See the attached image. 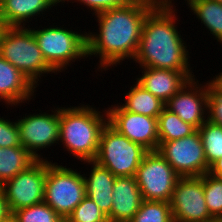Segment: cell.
Returning a JSON list of instances; mask_svg holds the SVG:
<instances>
[{
    "instance_id": "1",
    "label": "cell",
    "mask_w": 222,
    "mask_h": 222,
    "mask_svg": "<svg viewBox=\"0 0 222 222\" xmlns=\"http://www.w3.org/2000/svg\"><path fill=\"white\" fill-rule=\"evenodd\" d=\"M149 12L140 6L126 5L94 15L98 29L87 32V57L99 58L95 72H107L125 60L133 62Z\"/></svg>"
},
{
    "instance_id": "2",
    "label": "cell",
    "mask_w": 222,
    "mask_h": 222,
    "mask_svg": "<svg viewBox=\"0 0 222 222\" xmlns=\"http://www.w3.org/2000/svg\"><path fill=\"white\" fill-rule=\"evenodd\" d=\"M176 7L163 5L147 14L133 60L135 67L138 64L148 68L196 71L190 66V45L186 44L184 34L181 35L178 29Z\"/></svg>"
},
{
    "instance_id": "3",
    "label": "cell",
    "mask_w": 222,
    "mask_h": 222,
    "mask_svg": "<svg viewBox=\"0 0 222 222\" xmlns=\"http://www.w3.org/2000/svg\"><path fill=\"white\" fill-rule=\"evenodd\" d=\"M59 107V142L77 160H95L102 129L108 123L106 108L99 111L88 103ZM97 108V109H96Z\"/></svg>"
},
{
    "instance_id": "4",
    "label": "cell",
    "mask_w": 222,
    "mask_h": 222,
    "mask_svg": "<svg viewBox=\"0 0 222 222\" xmlns=\"http://www.w3.org/2000/svg\"><path fill=\"white\" fill-rule=\"evenodd\" d=\"M0 56L27 76L37 88L48 74H58L46 62L30 26L4 27L0 34Z\"/></svg>"
},
{
    "instance_id": "5",
    "label": "cell",
    "mask_w": 222,
    "mask_h": 222,
    "mask_svg": "<svg viewBox=\"0 0 222 222\" xmlns=\"http://www.w3.org/2000/svg\"><path fill=\"white\" fill-rule=\"evenodd\" d=\"M56 22L49 27H43L42 24L37 28L31 26V31L38 42L39 49L46 62L57 72L60 73L68 70L71 64L81 62V59H88L87 57V32L73 31L61 27L60 23ZM42 27V28H41ZM41 28V29H40ZM79 32V33H78ZM80 59V60H79Z\"/></svg>"
},
{
    "instance_id": "6",
    "label": "cell",
    "mask_w": 222,
    "mask_h": 222,
    "mask_svg": "<svg viewBox=\"0 0 222 222\" xmlns=\"http://www.w3.org/2000/svg\"><path fill=\"white\" fill-rule=\"evenodd\" d=\"M82 171L47 160L44 202L64 221L86 197Z\"/></svg>"
},
{
    "instance_id": "7",
    "label": "cell",
    "mask_w": 222,
    "mask_h": 222,
    "mask_svg": "<svg viewBox=\"0 0 222 222\" xmlns=\"http://www.w3.org/2000/svg\"><path fill=\"white\" fill-rule=\"evenodd\" d=\"M149 151L118 133L108 123L102 129L98 154L94 161L109 169L114 176H135Z\"/></svg>"
},
{
    "instance_id": "8",
    "label": "cell",
    "mask_w": 222,
    "mask_h": 222,
    "mask_svg": "<svg viewBox=\"0 0 222 222\" xmlns=\"http://www.w3.org/2000/svg\"><path fill=\"white\" fill-rule=\"evenodd\" d=\"M143 200L170 202L180 176L158 151H149L135 175Z\"/></svg>"
},
{
    "instance_id": "9",
    "label": "cell",
    "mask_w": 222,
    "mask_h": 222,
    "mask_svg": "<svg viewBox=\"0 0 222 222\" xmlns=\"http://www.w3.org/2000/svg\"><path fill=\"white\" fill-rule=\"evenodd\" d=\"M38 113L23 114L25 116L17 118L20 133L21 145L24 146L37 160H49L44 154V150L51 149V146L58 145L59 142V106L52 110L41 109ZM51 111V112H50ZM44 149V150H43ZM43 150L41 153L40 151ZM40 152V153H39Z\"/></svg>"
},
{
    "instance_id": "10",
    "label": "cell",
    "mask_w": 222,
    "mask_h": 222,
    "mask_svg": "<svg viewBox=\"0 0 222 222\" xmlns=\"http://www.w3.org/2000/svg\"><path fill=\"white\" fill-rule=\"evenodd\" d=\"M180 177L202 176L209 166L198 129L174 141H159L157 150Z\"/></svg>"
},
{
    "instance_id": "11",
    "label": "cell",
    "mask_w": 222,
    "mask_h": 222,
    "mask_svg": "<svg viewBox=\"0 0 222 222\" xmlns=\"http://www.w3.org/2000/svg\"><path fill=\"white\" fill-rule=\"evenodd\" d=\"M47 160L39 159L1 185L11 213L44 202Z\"/></svg>"
},
{
    "instance_id": "12",
    "label": "cell",
    "mask_w": 222,
    "mask_h": 222,
    "mask_svg": "<svg viewBox=\"0 0 222 222\" xmlns=\"http://www.w3.org/2000/svg\"><path fill=\"white\" fill-rule=\"evenodd\" d=\"M170 204L174 222H217L206 206L203 175L180 177Z\"/></svg>"
},
{
    "instance_id": "13",
    "label": "cell",
    "mask_w": 222,
    "mask_h": 222,
    "mask_svg": "<svg viewBox=\"0 0 222 222\" xmlns=\"http://www.w3.org/2000/svg\"><path fill=\"white\" fill-rule=\"evenodd\" d=\"M108 124L130 141L143 146L148 151L159 147L157 118L125 110L120 103L106 109Z\"/></svg>"
},
{
    "instance_id": "14",
    "label": "cell",
    "mask_w": 222,
    "mask_h": 222,
    "mask_svg": "<svg viewBox=\"0 0 222 222\" xmlns=\"http://www.w3.org/2000/svg\"><path fill=\"white\" fill-rule=\"evenodd\" d=\"M199 82L197 77L190 79L165 103L166 109L196 129L207 120L208 111V81Z\"/></svg>"
},
{
    "instance_id": "15",
    "label": "cell",
    "mask_w": 222,
    "mask_h": 222,
    "mask_svg": "<svg viewBox=\"0 0 222 222\" xmlns=\"http://www.w3.org/2000/svg\"><path fill=\"white\" fill-rule=\"evenodd\" d=\"M141 68L135 77L136 82L155 97L166 103L190 79L196 77L193 71H173L169 69ZM193 73V74H192Z\"/></svg>"
},
{
    "instance_id": "16",
    "label": "cell",
    "mask_w": 222,
    "mask_h": 222,
    "mask_svg": "<svg viewBox=\"0 0 222 222\" xmlns=\"http://www.w3.org/2000/svg\"><path fill=\"white\" fill-rule=\"evenodd\" d=\"M36 88L27 76L0 56V102L6 104L7 109L29 104L36 98Z\"/></svg>"
},
{
    "instance_id": "17",
    "label": "cell",
    "mask_w": 222,
    "mask_h": 222,
    "mask_svg": "<svg viewBox=\"0 0 222 222\" xmlns=\"http://www.w3.org/2000/svg\"><path fill=\"white\" fill-rule=\"evenodd\" d=\"M56 6L53 0H1L0 20L4 27L31 26L33 19L38 22L42 16L44 20V16L53 7L57 10ZM26 23H30V25Z\"/></svg>"
},
{
    "instance_id": "18",
    "label": "cell",
    "mask_w": 222,
    "mask_h": 222,
    "mask_svg": "<svg viewBox=\"0 0 222 222\" xmlns=\"http://www.w3.org/2000/svg\"><path fill=\"white\" fill-rule=\"evenodd\" d=\"M111 222H130L143 202L135 176L115 178Z\"/></svg>"
},
{
    "instance_id": "19",
    "label": "cell",
    "mask_w": 222,
    "mask_h": 222,
    "mask_svg": "<svg viewBox=\"0 0 222 222\" xmlns=\"http://www.w3.org/2000/svg\"><path fill=\"white\" fill-rule=\"evenodd\" d=\"M83 163L88 164L85 166H91L89 174L87 175L88 172L83 174L86 196L94 201L111 222L112 194L116 176L94 160Z\"/></svg>"
},
{
    "instance_id": "20",
    "label": "cell",
    "mask_w": 222,
    "mask_h": 222,
    "mask_svg": "<svg viewBox=\"0 0 222 222\" xmlns=\"http://www.w3.org/2000/svg\"><path fill=\"white\" fill-rule=\"evenodd\" d=\"M124 95L120 105L127 111L142 114L149 117L158 118L159 114L165 108V103L155 97L149 91L145 90L136 81L130 87V90Z\"/></svg>"
},
{
    "instance_id": "21",
    "label": "cell",
    "mask_w": 222,
    "mask_h": 222,
    "mask_svg": "<svg viewBox=\"0 0 222 222\" xmlns=\"http://www.w3.org/2000/svg\"><path fill=\"white\" fill-rule=\"evenodd\" d=\"M196 19L222 45V4L213 0H184Z\"/></svg>"
},
{
    "instance_id": "22",
    "label": "cell",
    "mask_w": 222,
    "mask_h": 222,
    "mask_svg": "<svg viewBox=\"0 0 222 222\" xmlns=\"http://www.w3.org/2000/svg\"><path fill=\"white\" fill-rule=\"evenodd\" d=\"M37 159L24 147H0V186L27 169Z\"/></svg>"
},
{
    "instance_id": "23",
    "label": "cell",
    "mask_w": 222,
    "mask_h": 222,
    "mask_svg": "<svg viewBox=\"0 0 222 222\" xmlns=\"http://www.w3.org/2000/svg\"><path fill=\"white\" fill-rule=\"evenodd\" d=\"M159 141H174L191 135L197 129L184 122L177 114L164 108L157 118Z\"/></svg>"
},
{
    "instance_id": "24",
    "label": "cell",
    "mask_w": 222,
    "mask_h": 222,
    "mask_svg": "<svg viewBox=\"0 0 222 222\" xmlns=\"http://www.w3.org/2000/svg\"><path fill=\"white\" fill-rule=\"evenodd\" d=\"M208 166L222 157V126L208 119L198 129Z\"/></svg>"
},
{
    "instance_id": "25",
    "label": "cell",
    "mask_w": 222,
    "mask_h": 222,
    "mask_svg": "<svg viewBox=\"0 0 222 222\" xmlns=\"http://www.w3.org/2000/svg\"><path fill=\"white\" fill-rule=\"evenodd\" d=\"M130 222H174L170 202L143 200Z\"/></svg>"
},
{
    "instance_id": "26",
    "label": "cell",
    "mask_w": 222,
    "mask_h": 222,
    "mask_svg": "<svg viewBox=\"0 0 222 222\" xmlns=\"http://www.w3.org/2000/svg\"><path fill=\"white\" fill-rule=\"evenodd\" d=\"M203 190L210 215L217 222H222V178L205 173L203 175Z\"/></svg>"
},
{
    "instance_id": "27",
    "label": "cell",
    "mask_w": 222,
    "mask_h": 222,
    "mask_svg": "<svg viewBox=\"0 0 222 222\" xmlns=\"http://www.w3.org/2000/svg\"><path fill=\"white\" fill-rule=\"evenodd\" d=\"M17 222H65L48 204L41 202L12 213Z\"/></svg>"
},
{
    "instance_id": "28",
    "label": "cell",
    "mask_w": 222,
    "mask_h": 222,
    "mask_svg": "<svg viewBox=\"0 0 222 222\" xmlns=\"http://www.w3.org/2000/svg\"><path fill=\"white\" fill-rule=\"evenodd\" d=\"M65 222H109V220L94 201L86 196Z\"/></svg>"
},
{
    "instance_id": "29",
    "label": "cell",
    "mask_w": 222,
    "mask_h": 222,
    "mask_svg": "<svg viewBox=\"0 0 222 222\" xmlns=\"http://www.w3.org/2000/svg\"><path fill=\"white\" fill-rule=\"evenodd\" d=\"M207 119L222 126V90L208 80Z\"/></svg>"
},
{
    "instance_id": "30",
    "label": "cell",
    "mask_w": 222,
    "mask_h": 222,
    "mask_svg": "<svg viewBox=\"0 0 222 222\" xmlns=\"http://www.w3.org/2000/svg\"><path fill=\"white\" fill-rule=\"evenodd\" d=\"M21 146L18 123L0 116V147Z\"/></svg>"
},
{
    "instance_id": "31",
    "label": "cell",
    "mask_w": 222,
    "mask_h": 222,
    "mask_svg": "<svg viewBox=\"0 0 222 222\" xmlns=\"http://www.w3.org/2000/svg\"><path fill=\"white\" fill-rule=\"evenodd\" d=\"M78 3L87 7V10H91L92 16L101 12L111 10L114 8H120L126 6L122 0H73L71 3Z\"/></svg>"
},
{
    "instance_id": "32",
    "label": "cell",
    "mask_w": 222,
    "mask_h": 222,
    "mask_svg": "<svg viewBox=\"0 0 222 222\" xmlns=\"http://www.w3.org/2000/svg\"><path fill=\"white\" fill-rule=\"evenodd\" d=\"M126 5H135L153 11L163 6L160 0H122Z\"/></svg>"
},
{
    "instance_id": "33",
    "label": "cell",
    "mask_w": 222,
    "mask_h": 222,
    "mask_svg": "<svg viewBox=\"0 0 222 222\" xmlns=\"http://www.w3.org/2000/svg\"><path fill=\"white\" fill-rule=\"evenodd\" d=\"M11 215L12 213L9 209L8 202L2 188L0 187V222L6 220Z\"/></svg>"
},
{
    "instance_id": "34",
    "label": "cell",
    "mask_w": 222,
    "mask_h": 222,
    "mask_svg": "<svg viewBox=\"0 0 222 222\" xmlns=\"http://www.w3.org/2000/svg\"><path fill=\"white\" fill-rule=\"evenodd\" d=\"M208 173L212 176L222 178V157L209 166Z\"/></svg>"
},
{
    "instance_id": "35",
    "label": "cell",
    "mask_w": 222,
    "mask_h": 222,
    "mask_svg": "<svg viewBox=\"0 0 222 222\" xmlns=\"http://www.w3.org/2000/svg\"><path fill=\"white\" fill-rule=\"evenodd\" d=\"M211 80L219 89L222 90V72H219L218 74L216 73Z\"/></svg>"
},
{
    "instance_id": "36",
    "label": "cell",
    "mask_w": 222,
    "mask_h": 222,
    "mask_svg": "<svg viewBox=\"0 0 222 222\" xmlns=\"http://www.w3.org/2000/svg\"><path fill=\"white\" fill-rule=\"evenodd\" d=\"M53 1H54V3H55V4L57 5V7H58V6H61V5L64 6L63 3H66V2H68V3L70 2V3H71L73 0H53ZM60 4H61V5H60Z\"/></svg>"
},
{
    "instance_id": "37",
    "label": "cell",
    "mask_w": 222,
    "mask_h": 222,
    "mask_svg": "<svg viewBox=\"0 0 222 222\" xmlns=\"http://www.w3.org/2000/svg\"><path fill=\"white\" fill-rule=\"evenodd\" d=\"M163 5H174L176 1L174 0H160Z\"/></svg>"
},
{
    "instance_id": "38",
    "label": "cell",
    "mask_w": 222,
    "mask_h": 222,
    "mask_svg": "<svg viewBox=\"0 0 222 222\" xmlns=\"http://www.w3.org/2000/svg\"><path fill=\"white\" fill-rule=\"evenodd\" d=\"M1 222H17V220L13 215H11L6 220H3Z\"/></svg>"
},
{
    "instance_id": "39",
    "label": "cell",
    "mask_w": 222,
    "mask_h": 222,
    "mask_svg": "<svg viewBox=\"0 0 222 222\" xmlns=\"http://www.w3.org/2000/svg\"><path fill=\"white\" fill-rule=\"evenodd\" d=\"M3 28H4L3 23L0 20V34H1V31H2Z\"/></svg>"
},
{
    "instance_id": "40",
    "label": "cell",
    "mask_w": 222,
    "mask_h": 222,
    "mask_svg": "<svg viewBox=\"0 0 222 222\" xmlns=\"http://www.w3.org/2000/svg\"><path fill=\"white\" fill-rule=\"evenodd\" d=\"M213 1H217V2H219V3H221V4H222V0H213Z\"/></svg>"
}]
</instances>
